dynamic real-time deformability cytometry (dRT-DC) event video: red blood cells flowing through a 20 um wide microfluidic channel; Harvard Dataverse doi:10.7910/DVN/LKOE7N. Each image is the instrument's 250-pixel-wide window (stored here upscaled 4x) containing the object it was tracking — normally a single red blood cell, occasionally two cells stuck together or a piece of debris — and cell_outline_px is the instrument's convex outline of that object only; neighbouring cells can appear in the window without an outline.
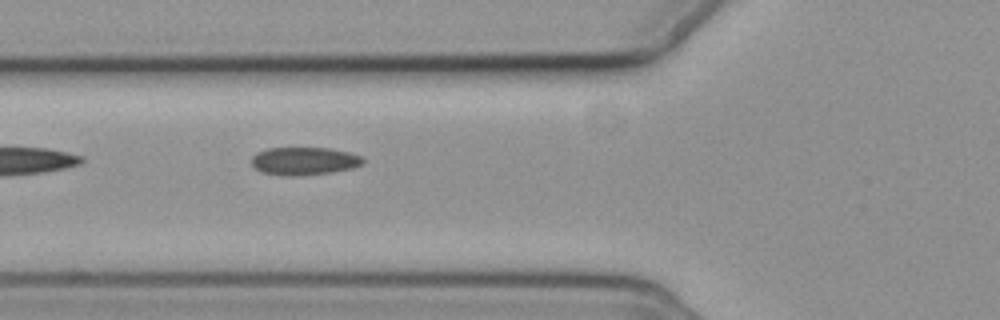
{"species": "common noctule bat (a hibernating species)", "species_latin": "Nyctalus noctula", "temperature_condition": "cold", "stored_images_in_passage": 6, "camera_frame_rate_fps": 3000, "um_per_image_px": 0.085, "animal": {"sex": "female", "body_mass_g": 19.3, "forearm_length_mm": 54.1}, "frame": {"image": 1, "passage_image": 6, "time_ms": 6.0, "image_size_px": [1000, 320], "cell_outline_px": [[364, 164], [352, 168], [332, 172], [300, 176], [284, 176], [260, 172], [252, 164], [252, 156], [256, 152], [268, 148], [328, 148], [348, 152], [360, 156], [364, 160]], "centroid_in_image_um": [25.83, 13.7], "position_along_channel_um": 100.0, "area_um2": 18.21}}